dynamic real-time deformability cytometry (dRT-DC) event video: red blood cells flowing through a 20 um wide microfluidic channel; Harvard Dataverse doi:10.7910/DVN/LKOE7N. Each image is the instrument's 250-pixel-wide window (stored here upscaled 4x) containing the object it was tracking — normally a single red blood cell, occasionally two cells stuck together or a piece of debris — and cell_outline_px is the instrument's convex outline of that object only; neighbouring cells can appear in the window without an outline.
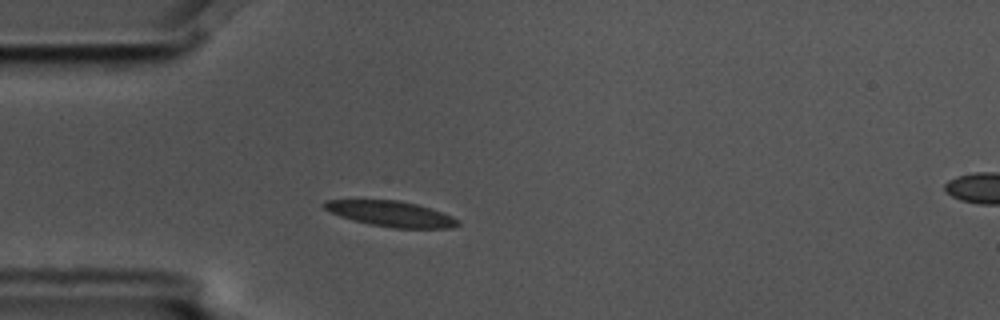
{"species": "common noctule bat (a hibernating species)", "species_latin": "Nyctalus noctula", "temperature_condition": "cold", "stored_images_in_passage": 42, "camera_frame_rate_fps": 3000, "um_per_image_px": 0.085, "animal": {"sex": "male", "body_mass_g": 17.5, "forearm_length_mm": 52.3}, "frame": {"image": 1, "passage_image": 1, "time_ms": 0.0, "image_size_px": [1000, 320], "cell_outline_px": [[460, 224], [452, 228], [392, 228], [368, 224], [352, 220], [340, 216], [324, 208], [320, 204], [324, 200], [400, 200], [416, 204], [452, 216], [460, 220]], "centroid_in_image_um": [33.22, 18.18], "position_along_channel_um": 51.8, "area_um2": 19.88}}
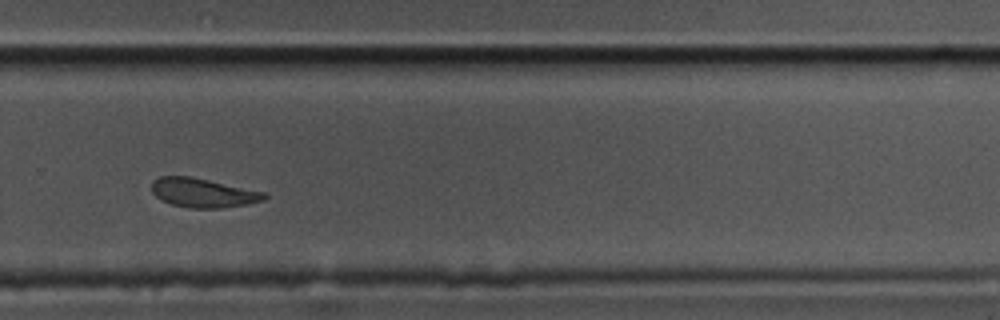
{"frame": {"image": 2, "passage_image": 24, "time_ms": 7.667, "image_size_px": [1000, 320], "cell_outline_px": [[268, 196], [264, 200], [248, 204], [220, 208], [188, 208], [172, 204], [160, 200], [152, 192], [152, 180], [160, 176], [188, 176], [208, 180], [264, 192]], "centroid_in_image_um": [17.22, 16.39], "position_along_channel_um": 312.6, "area_um2": 19.02}}
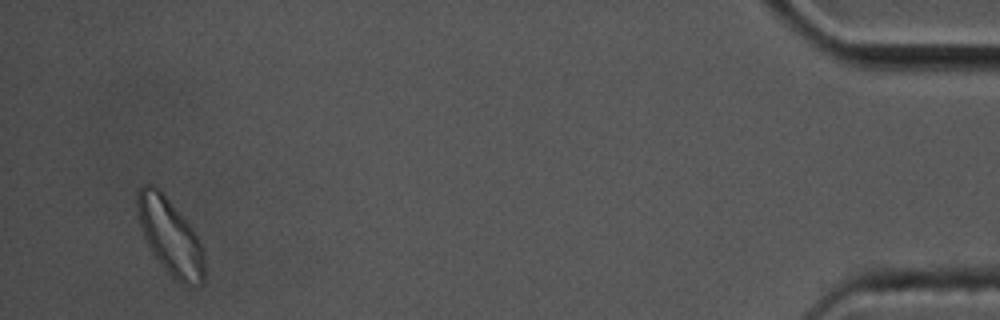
{"frame": {"image": 3, "passage_image": 40, "time_ms": 13.0, "image_size_px": [1000, 320], "cell_outline_px": [[204, 280], [200, 284], [188, 288], [176, 280], [164, 268], [152, 252], [144, 236], [140, 224], [136, 208], [136, 192], [144, 184], [156, 184], [160, 188], [192, 228], [204, 252]], "centroid_in_image_um": [14.45, 20.08], "position_along_channel_um": 420.7, "area_um2": 29.77}, "authors_computed_cell_mechanics": {"area_um2": 19.9699, "velocity_mm_per_s": 3.518, "shape_relaxation_time_tau1_ms": 3.4356, "shape_relaxation_time_tau2_ms": 2.7292, "deformation_change_tau1": 0.0882, "deformation_change_tau2": 0.0664}}